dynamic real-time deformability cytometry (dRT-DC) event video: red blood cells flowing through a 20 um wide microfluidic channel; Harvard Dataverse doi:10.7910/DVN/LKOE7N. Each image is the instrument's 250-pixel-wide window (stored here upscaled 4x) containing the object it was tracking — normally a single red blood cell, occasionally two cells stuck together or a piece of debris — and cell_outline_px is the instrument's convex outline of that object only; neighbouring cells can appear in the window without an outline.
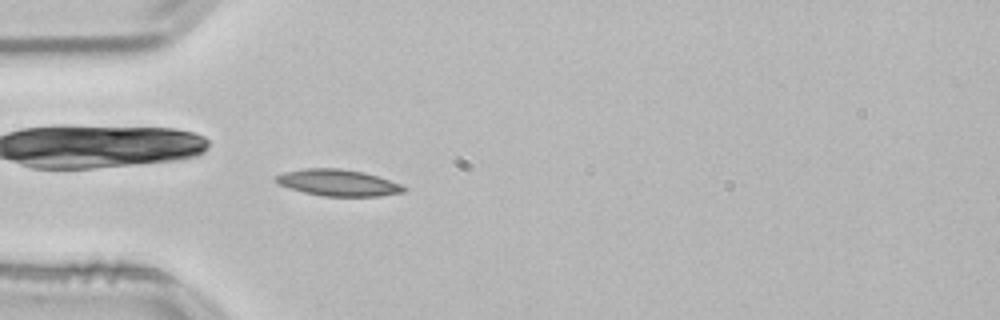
{"species": "common noctule bat (a hibernating species)", "species_latin": "Nyctalus noctula", "temperature_condition": "room temperature", "stored_images_in_passage": 50, "camera_frame_rate_fps": 3000, "um_per_image_px": 0.085, "animal": {"sex": "male", "body_mass_g": 21.5, "forearm_length_mm": 52.0}, "frame": {"image": 1, "passage_image": 15, "time_ms": 4.667, "image_size_px": [1000, 320], "cell_outline_px": [[408, 188], [404, 192], [380, 196], [324, 196], [304, 192], [280, 184], [272, 176], [284, 172], [304, 168], [340, 168], [364, 172], [400, 184]], "centroid_in_image_um": [28.74, 15.52], "position_along_channel_um": 56.3, "area_um2": 19.59}}
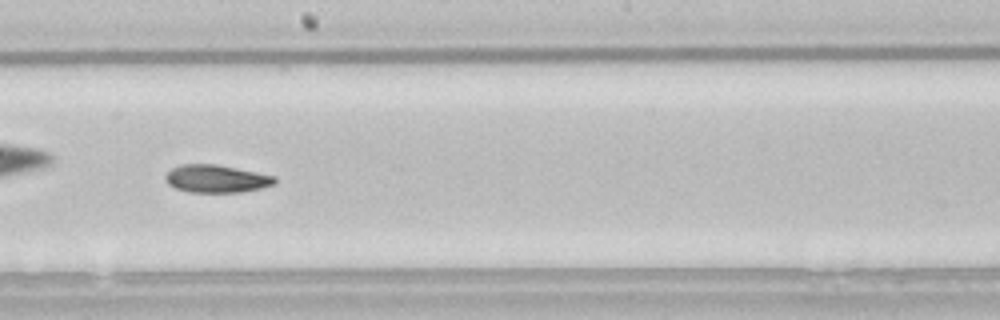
{"frame": {"image": 2, "passage_image": 29, "time_ms": 9.333, "image_size_px": [1000, 320], "cell_outline_px": [[276, 184], [260, 188], [240, 192], [188, 192], [176, 188], [168, 184], [164, 176], [172, 168], [180, 164], [212, 164], [236, 168], [276, 176]], "centroid_in_image_um": [18.38, 15.19], "position_along_channel_um": 229.8, "area_um2": 17.57}, "authors_computed_cell_mechanics": {"area_um2": 18.0914, "velocity_mm_per_s": 3.8199, "shape_relaxation_time_tau1_ms": 8.4375, "shape_relaxation_time_tau2_ms": null, "deformation_change_tau1": 0.1905, "deformation_change_tau2": null}}